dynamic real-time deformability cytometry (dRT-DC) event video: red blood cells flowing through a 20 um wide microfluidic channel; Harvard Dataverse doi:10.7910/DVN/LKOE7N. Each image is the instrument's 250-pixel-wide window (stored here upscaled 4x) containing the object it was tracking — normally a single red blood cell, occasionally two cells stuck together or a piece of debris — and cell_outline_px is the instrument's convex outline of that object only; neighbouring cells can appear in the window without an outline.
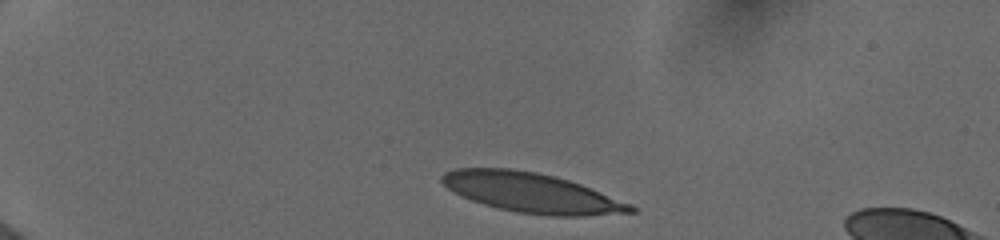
{"species": "human", "species_latin": "Homo sapiens", "temperature_condition": "cold", "stored_images_in_passage": 33, "camera_frame_rate_fps": 3000, "um_per_image_px": 0.085, "donor": {"sex": "female"}, "frame": {"image": 1, "passage_image": 1, "time_ms": 0.0, "image_size_px": [1000, 240], "cell_outline_px": [[636, 212], [584, 216], [552, 216], [516, 212], [484, 204], [460, 196], [448, 188], [440, 180], [440, 176], [444, 172], [456, 168], [508, 168], [536, 172], [556, 176], [580, 184], [632, 204], [636, 208]], "centroid_in_image_um": [45.18, 16.38], "position_along_channel_um": 39.8, "area_um2": 43.58}}
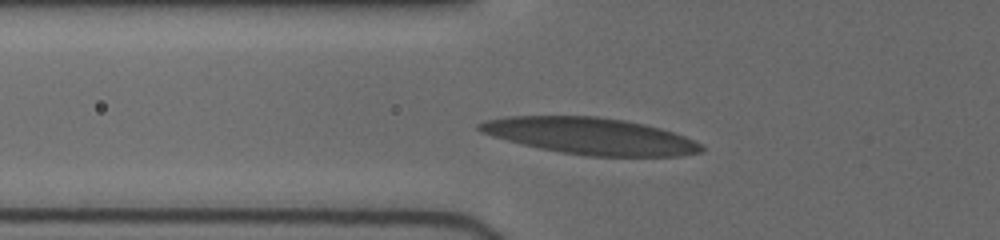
{"frame": {"image": 2, "passage_image": 20, "time_ms": 2.667, "image_size_px": [1000, 240], "cell_outline_px": [[704, 152], [680, 156], [588, 156], [560, 152], [540, 148], [492, 136], [480, 132], [476, 128], [476, 124], [484, 120], [508, 116], [596, 116], [624, 120], [644, 124], [660, 128], [684, 136], [700, 144], [704, 148]], "centroid_in_image_um": [50.16, 11.56], "position_along_channel_um": 75.6, "area_um2": 47.22}}
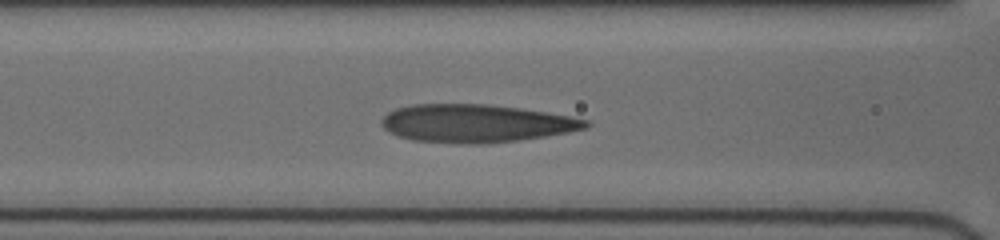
{"frame": {"image": 3, "passage_image": 30, "time_ms": 4.0, "image_size_px": [1000, 240], "cell_outline_px": [[592, 124], [588, 128], [568, 132], [544, 136], [516, 140], [484, 144], [468, 144], [412, 140], [396, 136], [388, 132], [380, 124], [380, 120], [388, 112], [396, 108], [412, 104], [488, 104], [520, 108], [568, 116], [588, 120]], "centroid_in_image_um": [40.41, 10.48], "position_along_channel_um": 126.2, "area_um2": 45.26}}